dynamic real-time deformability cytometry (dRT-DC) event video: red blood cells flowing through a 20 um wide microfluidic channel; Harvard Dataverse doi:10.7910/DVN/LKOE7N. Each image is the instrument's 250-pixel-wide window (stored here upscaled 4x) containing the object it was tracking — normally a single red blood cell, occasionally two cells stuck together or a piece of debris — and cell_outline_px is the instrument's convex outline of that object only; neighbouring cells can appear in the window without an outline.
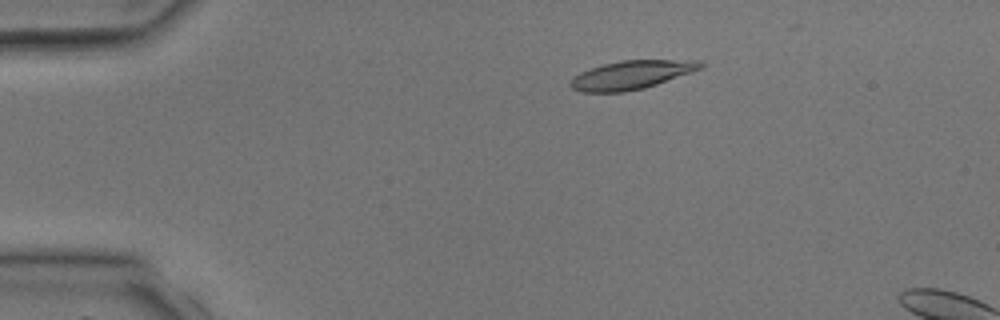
{"species": "common noctule bat (a hibernating species)", "species_latin": "Nyctalus noctula", "temperature_condition": "room temperature", "stored_images_in_passage": 3, "camera_frame_rate_fps": 3000, "um_per_image_px": 0.085, "animal": {"sex": "male", "body_mass_g": 17.9, "forearm_length_mm": 54.2}, "frame": {"image": 1, "passage_image": 2, "time_ms": 1.0, "image_size_px": [1000, 320], "cell_outline_px": [[704, 68], [644, 88], [624, 92], [580, 92], [572, 88], [568, 84], [580, 72], [604, 64], [620, 60], [700, 60], [704, 64]], "centroid_in_image_um": [53.7, 6.36], "position_along_channel_um": 31.3, "area_um2": 21.56}}